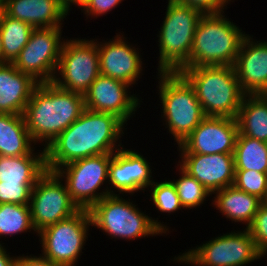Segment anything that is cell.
I'll return each instance as SVG.
<instances>
[{
	"instance_id": "6da1fadb",
	"label": "cell",
	"mask_w": 267,
	"mask_h": 266,
	"mask_svg": "<svg viewBox=\"0 0 267 266\" xmlns=\"http://www.w3.org/2000/svg\"><path fill=\"white\" fill-rule=\"evenodd\" d=\"M125 127L114 114L85 109L45 149L46 169L55 172L79 159L114 153L123 146L121 138L125 135Z\"/></svg>"
},
{
	"instance_id": "7a4b0ae2",
	"label": "cell",
	"mask_w": 267,
	"mask_h": 266,
	"mask_svg": "<svg viewBox=\"0 0 267 266\" xmlns=\"http://www.w3.org/2000/svg\"><path fill=\"white\" fill-rule=\"evenodd\" d=\"M85 109L84 95L60 88L52 81L38 84L23 116L32 141L46 149Z\"/></svg>"
},
{
	"instance_id": "3957f363",
	"label": "cell",
	"mask_w": 267,
	"mask_h": 266,
	"mask_svg": "<svg viewBox=\"0 0 267 266\" xmlns=\"http://www.w3.org/2000/svg\"><path fill=\"white\" fill-rule=\"evenodd\" d=\"M137 206L129 196L127 199L122 195L106 196L89 209L92 228L100 229L111 239L124 241L170 234L165 222L152 218Z\"/></svg>"
},
{
	"instance_id": "277c9868",
	"label": "cell",
	"mask_w": 267,
	"mask_h": 266,
	"mask_svg": "<svg viewBox=\"0 0 267 266\" xmlns=\"http://www.w3.org/2000/svg\"><path fill=\"white\" fill-rule=\"evenodd\" d=\"M224 14V11L202 14L193 38L190 59L181 69L234 65L247 33Z\"/></svg>"
},
{
	"instance_id": "5b68a950",
	"label": "cell",
	"mask_w": 267,
	"mask_h": 266,
	"mask_svg": "<svg viewBox=\"0 0 267 266\" xmlns=\"http://www.w3.org/2000/svg\"><path fill=\"white\" fill-rule=\"evenodd\" d=\"M178 72L193 87L205 116L237 117L245 93L233 66H197Z\"/></svg>"
},
{
	"instance_id": "8992f818",
	"label": "cell",
	"mask_w": 267,
	"mask_h": 266,
	"mask_svg": "<svg viewBox=\"0 0 267 266\" xmlns=\"http://www.w3.org/2000/svg\"><path fill=\"white\" fill-rule=\"evenodd\" d=\"M156 73L163 125L180 145L206 116L193 87L179 72Z\"/></svg>"
},
{
	"instance_id": "52a82bcc",
	"label": "cell",
	"mask_w": 267,
	"mask_h": 266,
	"mask_svg": "<svg viewBox=\"0 0 267 266\" xmlns=\"http://www.w3.org/2000/svg\"><path fill=\"white\" fill-rule=\"evenodd\" d=\"M202 13L168 0L158 37V72H178L190 59L195 31Z\"/></svg>"
},
{
	"instance_id": "ba28073f",
	"label": "cell",
	"mask_w": 267,
	"mask_h": 266,
	"mask_svg": "<svg viewBox=\"0 0 267 266\" xmlns=\"http://www.w3.org/2000/svg\"><path fill=\"white\" fill-rule=\"evenodd\" d=\"M248 229L220 234L175 256L173 262L190 266H246L262 260Z\"/></svg>"
},
{
	"instance_id": "9c48e42d",
	"label": "cell",
	"mask_w": 267,
	"mask_h": 266,
	"mask_svg": "<svg viewBox=\"0 0 267 266\" xmlns=\"http://www.w3.org/2000/svg\"><path fill=\"white\" fill-rule=\"evenodd\" d=\"M90 226L89 210L80 209L72 216L46 227L37 233L42 247L40 255L61 266H76L82 249L85 250Z\"/></svg>"
},
{
	"instance_id": "30bf717a",
	"label": "cell",
	"mask_w": 267,
	"mask_h": 266,
	"mask_svg": "<svg viewBox=\"0 0 267 266\" xmlns=\"http://www.w3.org/2000/svg\"><path fill=\"white\" fill-rule=\"evenodd\" d=\"M111 158L112 153L86 157L55 171L65 182L71 199L80 209L89 210L98 201L109 196L107 183Z\"/></svg>"
},
{
	"instance_id": "8fae6325",
	"label": "cell",
	"mask_w": 267,
	"mask_h": 266,
	"mask_svg": "<svg viewBox=\"0 0 267 266\" xmlns=\"http://www.w3.org/2000/svg\"><path fill=\"white\" fill-rule=\"evenodd\" d=\"M97 43L91 38L64 41L53 82L68 91L84 95L100 75Z\"/></svg>"
},
{
	"instance_id": "7c38bea8",
	"label": "cell",
	"mask_w": 267,
	"mask_h": 266,
	"mask_svg": "<svg viewBox=\"0 0 267 266\" xmlns=\"http://www.w3.org/2000/svg\"><path fill=\"white\" fill-rule=\"evenodd\" d=\"M29 208L36 233L80 210L71 199L65 182L56 172L48 170L32 188Z\"/></svg>"
},
{
	"instance_id": "4fadbf2b",
	"label": "cell",
	"mask_w": 267,
	"mask_h": 266,
	"mask_svg": "<svg viewBox=\"0 0 267 266\" xmlns=\"http://www.w3.org/2000/svg\"><path fill=\"white\" fill-rule=\"evenodd\" d=\"M62 29L34 28L13 65L38 83L52 82L66 40L62 36Z\"/></svg>"
},
{
	"instance_id": "5bb4252c",
	"label": "cell",
	"mask_w": 267,
	"mask_h": 266,
	"mask_svg": "<svg viewBox=\"0 0 267 266\" xmlns=\"http://www.w3.org/2000/svg\"><path fill=\"white\" fill-rule=\"evenodd\" d=\"M120 33H116L117 35L107 39L108 41H99L96 37L93 39L98 48L100 75L123 81L133 87L144 75L142 72L145 64L141 58V50L136 48L138 46L132 45L124 34Z\"/></svg>"
},
{
	"instance_id": "9a60e30c",
	"label": "cell",
	"mask_w": 267,
	"mask_h": 266,
	"mask_svg": "<svg viewBox=\"0 0 267 266\" xmlns=\"http://www.w3.org/2000/svg\"><path fill=\"white\" fill-rule=\"evenodd\" d=\"M131 87L123 81L99 75L84 94L85 108L114 114L127 126L142 102L140 95L131 93Z\"/></svg>"
},
{
	"instance_id": "2e32d148",
	"label": "cell",
	"mask_w": 267,
	"mask_h": 266,
	"mask_svg": "<svg viewBox=\"0 0 267 266\" xmlns=\"http://www.w3.org/2000/svg\"><path fill=\"white\" fill-rule=\"evenodd\" d=\"M112 153L109 164L108 189L109 195L127 194L134 196V193L149 190V186L154 182L149 160L137 150L124 148ZM140 153V154H139ZM117 190V191H116ZM117 192V193H116ZM119 192V193H118ZM127 193V194H126ZM125 194V195H124Z\"/></svg>"
},
{
	"instance_id": "e0dca14e",
	"label": "cell",
	"mask_w": 267,
	"mask_h": 266,
	"mask_svg": "<svg viewBox=\"0 0 267 266\" xmlns=\"http://www.w3.org/2000/svg\"><path fill=\"white\" fill-rule=\"evenodd\" d=\"M238 123L236 118L206 116L177 147L179 153H234Z\"/></svg>"
},
{
	"instance_id": "ac0fdd59",
	"label": "cell",
	"mask_w": 267,
	"mask_h": 266,
	"mask_svg": "<svg viewBox=\"0 0 267 266\" xmlns=\"http://www.w3.org/2000/svg\"><path fill=\"white\" fill-rule=\"evenodd\" d=\"M179 166L199 181L212 195L234 184L233 153H179Z\"/></svg>"
},
{
	"instance_id": "d6986e66",
	"label": "cell",
	"mask_w": 267,
	"mask_h": 266,
	"mask_svg": "<svg viewBox=\"0 0 267 266\" xmlns=\"http://www.w3.org/2000/svg\"><path fill=\"white\" fill-rule=\"evenodd\" d=\"M233 67L245 94H267V40L247 33Z\"/></svg>"
},
{
	"instance_id": "ffe728a7",
	"label": "cell",
	"mask_w": 267,
	"mask_h": 266,
	"mask_svg": "<svg viewBox=\"0 0 267 266\" xmlns=\"http://www.w3.org/2000/svg\"><path fill=\"white\" fill-rule=\"evenodd\" d=\"M2 10L34 28H63L70 14L59 0H6Z\"/></svg>"
},
{
	"instance_id": "44dd1931",
	"label": "cell",
	"mask_w": 267,
	"mask_h": 266,
	"mask_svg": "<svg viewBox=\"0 0 267 266\" xmlns=\"http://www.w3.org/2000/svg\"><path fill=\"white\" fill-rule=\"evenodd\" d=\"M38 82L13 63L0 64V113L23 115Z\"/></svg>"
},
{
	"instance_id": "7402d4cb",
	"label": "cell",
	"mask_w": 267,
	"mask_h": 266,
	"mask_svg": "<svg viewBox=\"0 0 267 266\" xmlns=\"http://www.w3.org/2000/svg\"><path fill=\"white\" fill-rule=\"evenodd\" d=\"M211 205L227 220L234 224L246 225V229L251 225L253 219L262 205V200L252 194H248L234 185L213 193Z\"/></svg>"
},
{
	"instance_id": "603a6c76",
	"label": "cell",
	"mask_w": 267,
	"mask_h": 266,
	"mask_svg": "<svg viewBox=\"0 0 267 266\" xmlns=\"http://www.w3.org/2000/svg\"><path fill=\"white\" fill-rule=\"evenodd\" d=\"M46 171L44 147L34 148L27 155L0 156L1 184H36Z\"/></svg>"
},
{
	"instance_id": "cb8c5ba5",
	"label": "cell",
	"mask_w": 267,
	"mask_h": 266,
	"mask_svg": "<svg viewBox=\"0 0 267 266\" xmlns=\"http://www.w3.org/2000/svg\"><path fill=\"white\" fill-rule=\"evenodd\" d=\"M34 148L24 116L0 113V156L27 155Z\"/></svg>"
},
{
	"instance_id": "d4e9b609",
	"label": "cell",
	"mask_w": 267,
	"mask_h": 266,
	"mask_svg": "<svg viewBox=\"0 0 267 266\" xmlns=\"http://www.w3.org/2000/svg\"><path fill=\"white\" fill-rule=\"evenodd\" d=\"M236 120L240 134L267 142V94H245Z\"/></svg>"
},
{
	"instance_id": "484cf974",
	"label": "cell",
	"mask_w": 267,
	"mask_h": 266,
	"mask_svg": "<svg viewBox=\"0 0 267 266\" xmlns=\"http://www.w3.org/2000/svg\"><path fill=\"white\" fill-rule=\"evenodd\" d=\"M34 27L8 16L0 10V34L2 38V63H14L29 41Z\"/></svg>"
},
{
	"instance_id": "4316f807",
	"label": "cell",
	"mask_w": 267,
	"mask_h": 266,
	"mask_svg": "<svg viewBox=\"0 0 267 266\" xmlns=\"http://www.w3.org/2000/svg\"><path fill=\"white\" fill-rule=\"evenodd\" d=\"M235 170H254L267 173V142L238 132L234 148Z\"/></svg>"
},
{
	"instance_id": "83f0119b",
	"label": "cell",
	"mask_w": 267,
	"mask_h": 266,
	"mask_svg": "<svg viewBox=\"0 0 267 266\" xmlns=\"http://www.w3.org/2000/svg\"><path fill=\"white\" fill-rule=\"evenodd\" d=\"M35 233L31 221V213L29 205H19L13 203L0 204V239L2 237H13L27 232ZM0 244L2 241H0Z\"/></svg>"
},
{
	"instance_id": "f1b7e54d",
	"label": "cell",
	"mask_w": 267,
	"mask_h": 266,
	"mask_svg": "<svg viewBox=\"0 0 267 266\" xmlns=\"http://www.w3.org/2000/svg\"><path fill=\"white\" fill-rule=\"evenodd\" d=\"M177 169L179 172V179H172L171 181L176 187L181 205L184 210L199 208L200 205L202 206V204H204L207 197L212 195L199 181L185 172L178 164L176 172Z\"/></svg>"
},
{
	"instance_id": "f546056e",
	"label": "cell",
	"mask_w": 267,
	"mask_h": 266,
	"mask_svg": "<svg viewBox=\"0 0 267 266\" xmlns=\"http://www.w3.org/2000/svg\"><path fill=\"white\" fill-rule=\"evenodd\" d=\"M170 178L164 179L163 181L154 182L149 186L151 188L149 192L151 193L150 201L153 202V205L156 208V211L168 214L176 213L178 210H181L183 206L180 203L177 190L175 185L172 183Z\"/></svg>"
},
{
	"instance_id": "4dcf8cb0",
	"label": "cell",
	"mask_w": 267,
	"mask_h": 266,
	"mask_svg": "<svg viewBox=\"0 0 267 266\" xmlns=\"http://www.w3.org/2000/svg\"><path fill=\"white\" fill-rule=\"evenodd\" d=\"M233 185L263 200L267 195V173L254 170H235Z\"/></svg>"
},
{
	"instance_id": "1f68e13d",
	"label": "cell",
	"mask_w": 267,
	"mask_h": 266,
	"mask_svg": "<svg viewBox=\"0 0 267 266\" xmlns=\"http://www.w3.org/2000/svg\"><path fill=\"white\" fill-rule=\"evenodd\" d=\"M247 229L255 240L259 253L265 258L267 256V207L263 204L260 206Z\"/></svg>"
},
{
	"instance_id": "d6a6232c",
	"label": "cell",
	"mask_w": 267,
	"mask_h": 266,
	"mask_svg": "<svg viewBox=\"0 0 267 266\" xmlns=\"http://www.w3.org/2000/svg\"><path fill=\"white\" fill-rule=\"evenodd\" d=\"M35 184H1L0 204L13 203L29 205L31 191Z\"/></svg>"
},
{
	"instance_id": "836d02e7",
	"label": "cell",
	"mask_w": 267,
	"mask_h": 266,
	"mask_svg": "<svg viewBox=\"0 0 267 266\" xmlns=\"http://www.w3.org/2000/svg\"><path fill=\"white\" fill-rule=\"evenodd\" d=\"M124 0H84L78 7L88 18H98L116 8Z\"/></svg>"
},
{
	"instance_id": "e575fe53",
	"label": "cell",
	"mask_w": 267,
	"mask_h": 266,
	"mask_svg": "<svg viewBox=\"0 0 267 266\" xmlns=\"http://www.w3.org/2000/svg\"><path fill=\"white\" fill-rule=\"evenodd\" d=\"M199 10L202 14L225 11L227 5L234 0H172Z\"/></svg>"
},
{
	"instance_id": "d590c367",
	"label": "cell",
	"mask_w": 267,
	"mask_h": 266,
	"mask_svg": "<svg viewBox=\"0 0 267 266\" xmlns=\"http://www.w3.org/2000/svg\"><path fill=\"white\" fill-rule=\"evenodd\" d=\"M15 266H61L58 264L53 263L49 259L44 258L39 254V256L36 255H17L15 260Z\"/></svg>"
},
{
	"instance_id": "8d00e7d4",
	"label": "cell",
	"mask_w": 267,
	"mask_h": 266,
	"mask_svg": "<svg viewBox=\"0 0 267 266\" xmlns=\"http://www.w3.org/2000/svg\"><path fill=\"white\" fill-rule=\"evenodd\" d=\"M5 245L0 244V266H15L16 256L10 255Z\"/></svg>"
},
{
	"instance_id": "74e56055",
	"label": "cell",
	"mask_w": 267,
	"mask_h": 266,
	"mask_svg": "<svg viewBox=\"0 0 267 266\" xmlns=\"http://www.w3.org/2000/svg\"><path fill=\"white\" fill-rule=\"evenodd\" d=\"M67 9L68 11L70 12L73 5H76L79 7L80 4L84 1V0H59Z\"/></svg>"
},
{
	"instance_id": "f35d334b",
	"label": "cell",
	"mask_w": 267,
	"mask_h": 266,
	"mask_svg": "<svg viewBox=\"0 0 267 266\" xmlns=\"http://www.w3.org/2000/svg\"><path fill=\"white\" fill-rule=\"evenodd\" d=\"M2 63V38L0 34V64Z\"/></svg>"
},
{
	"instance_id": "ab89813d",
	"label": "cell",
	"mask_w": 267,
	"mask_h": 266,
	"mask_svg": "<svg viewBox=\"0 0 267 266\" xmlns=\"http://www.w3.org/2000/svg\"><path fill=\"white\" fill-rule=\"evenodd\" d=\"M6 0H0V10L3 9Z\"/></svg>"
},
{
	"instance_id": "60d3db41",
	"label": "cell",
	"mask_w": 267,
	"mask_h": 266,
	"mask_svg": "<svg viewBox=\"0 0 267 266\" xmlns=\"http://www.w3.org/2000/svg\"><path fill=\"white\" fill-rule=\"evenodd\" d=\"M262 204L267 207V195L265 196V198L262 200Z\"/></svg>"
}]
</instances>
